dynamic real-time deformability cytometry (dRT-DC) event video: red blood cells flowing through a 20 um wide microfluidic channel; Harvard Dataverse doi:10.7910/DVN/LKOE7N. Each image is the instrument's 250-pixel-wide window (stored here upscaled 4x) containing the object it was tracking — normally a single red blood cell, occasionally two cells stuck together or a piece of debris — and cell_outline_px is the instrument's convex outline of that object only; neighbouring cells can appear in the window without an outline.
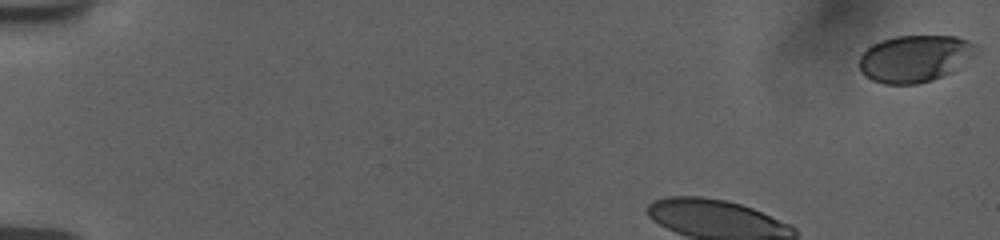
{"species": "human", "species_latin": "Homo sapiens", "temperature_condition": "room temperature", "stored_images_in_passage": 19, "camera_frame_rate_fps": 3000, "um_per_image_px": 0.085, "donor": {"sex": "female"}, "frame": {"image": 1, "passage_image": 1, "time_ms": 0.0, "image_size_px": [1000, 240], "cell_outline_px": [[980, 48], [952, 72], [932, 80], [916, 84], [884, 84], [872, 80], [864, 76], [860, 72], [860, 56], [872, 44], [880, 40], [896, 36], [956, 36], [968, 40], [976, 44]], "centroid_in_image_um": [77.74, 4.97], "position_along_channel_um": 7.3, "area_um2": 31.96}}
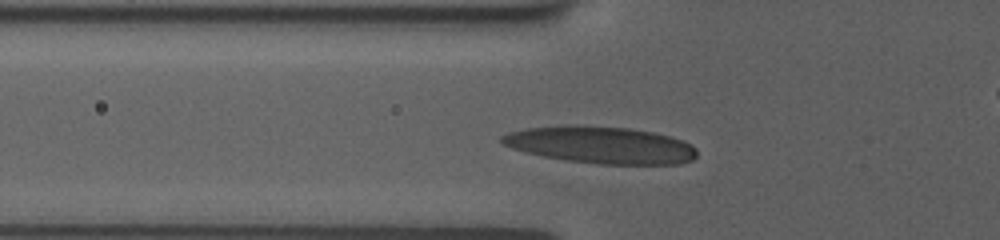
{"frame": {"image": 2, "passage_image": 14, "time_ms": 4.333, "image_size_px": [1000, 240], "cell_outline_px": [[696, 156], [692, 160], [680, 164], [600, 164], [564, 160], [524, 152], [512, 148], [504, 144], [500, 140], [500, 136], [508, 132], [528, 128], [564, 124], [572, 124], [628, 128], [652, 132], [684, 140], [692, 144], [696, 148]], "centroid_in_image_um": [51.05, 12.31], "position_along_channel_um": 74.7, "area_um2": 42.31}}
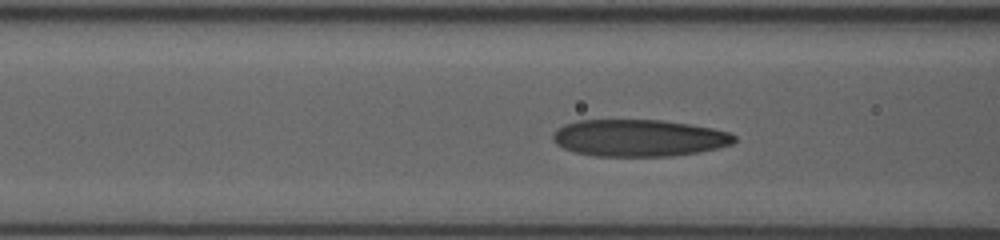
{"frame": {"image": 3, "passage_image": 17, "time_ms": 5.333, "image_size_px": [1000, 240], "cell_outline_px": [[736, 140], [732, 144], [700, 152], [672, 156], [596, 156], [576, 152], [564, 148], [556, 144], [552, 140], [552, 136], [564, 124], [576, 120], [660, 120], [688, 124], [712, 128], [728, 132], [736, 136]], "centroid_in_image_um": [54.31, 11.73], "position_along_channel_um": 112.3, "area_um2": 38.96}}